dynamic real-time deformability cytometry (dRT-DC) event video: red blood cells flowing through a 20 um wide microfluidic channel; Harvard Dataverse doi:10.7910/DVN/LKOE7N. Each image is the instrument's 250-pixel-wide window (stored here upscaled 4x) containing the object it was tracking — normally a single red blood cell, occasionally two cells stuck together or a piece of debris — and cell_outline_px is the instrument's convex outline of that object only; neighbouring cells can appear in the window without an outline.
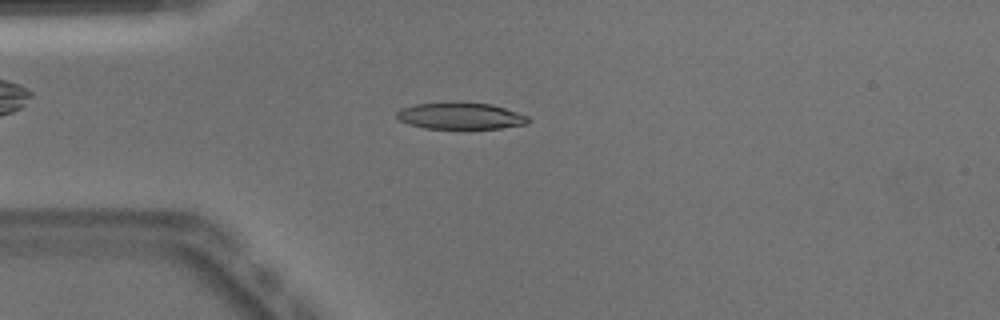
{"species": "Egyptian fruit bat (a non-hibernating species)", "species_latin": "Rousettus aegyptiacus", "temperature_condition": "warm", "stored_images_in_passage": 40, "camera_frame_rate_fps": 3000, "um_per_image_px": 0.085, "animal": {"sex": "male"}, "frame": {"image": 1, "passage_image": 3, "time_ms": 0.667, "image_size_px": [1000, 320], "cell_outline_px": [[528, 124], [500, 128], [424, 128], [408, 124], [400, 120], [396, 116], [396, 112], [400, 108], [416, 104], [452, 100], [492, 104], [528, 116]], "centroid_in_image_um": [39.1, 9.82], "position_along_channel_um": 45.9, "area_um2": 20.75}}
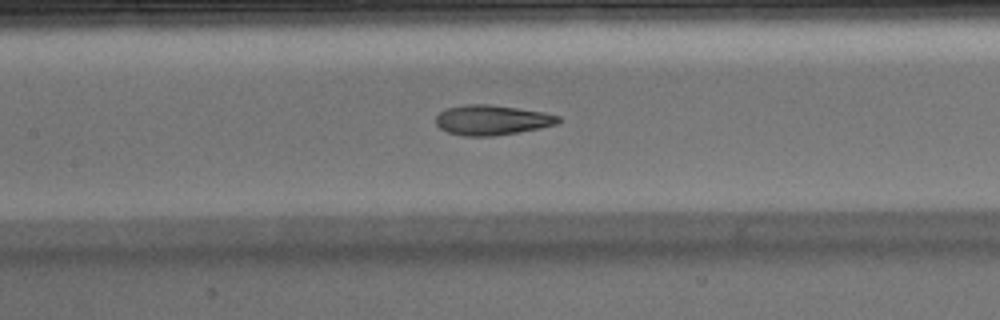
{"frame": {"image": 2, "passage_image": 13, "time_ms": 4.0, "image_size_px": [1000, 320], "cell_outline_px": [[560, 120], [556, 124], [540, 128], [492, 136], [460, 136], [448, 132], [440, 128], [436, 124], [436, 116], [444, 108], [464, 104], [484, 104], [516, 108], [544, 112], [560, 116]], "centroid_in_image_um": [41.77, 10.2], "position_along_channel_um": 165.6, "area_um2": 21.33}}
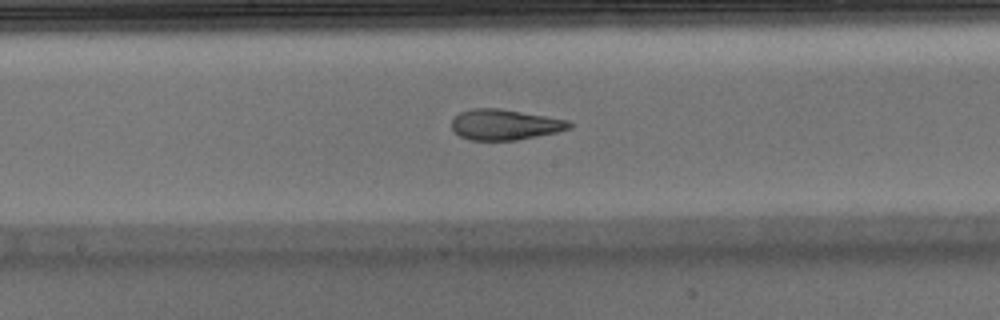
{"frame": {"image": 3, "passage_image": 16, "time_ms": 5.0, "image_size_px": [1000, 320], "cell_outline_px": [[572, 128], [556, 132], [516, 140], [472, 140], [460, 136], [452, 128], [452, 120], [460, 112], [472, 108], [500, 108], [568, 120], [572, 124]], "centroid_in_image_um": [42.91, 10.58], "position_along_channel_um": 205.3, "area_um2": 20.81}, "authors_computed_cell_mechanics": {"area_um2": 21.9062, "velocity_mm_per_s": 3.9779, "shape_relaxation_time_tau1_ms": 8.1229, "shape_relaxation_time_tau2_ms": 1.7729, "deformation_change_tau1": 0.2918, "deformation_change_tau2": 0.1062}}